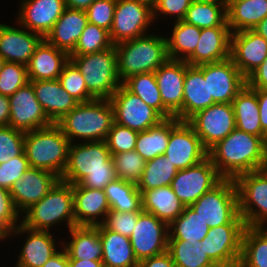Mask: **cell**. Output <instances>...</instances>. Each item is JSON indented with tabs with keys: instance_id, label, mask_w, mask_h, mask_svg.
<instances>
[{
	"instance_id": "cell-1",
	"label": "cell",
	"mask_w": 267,
	"mask_h": 267,
	"mask_svg": "<svg viewBox=\"0 0 267 267\" xmlns=\"http://www.w3.org/2000/svg\"><path fill=\"white\" fill-rule=\"evenodd\" d=\"M60 179L72 185L104 190L117 179L106 141L70 143L67 164Z\"/></svg>"
},
{
	"instance_id": "cell-2",
	"label": "cell",
	"mask_w": 267,
	"mask_h": 267,
	"mask_svg": "<svg viewBox=\"0 0 267 267\" xmlns=\"http://www.w3.org/2000/svg\"><path fill=\"white\" fill-rule=\"evenodd\" d=\"M267 143L256 135L235 128L208 151V157L224 179L261 170Z\"/></svg>"
},
{
	"instance_id": "cell-3",
	"label": "cell",
	"mask_w": 267,
	"mask_h": 267,
	"mask_svg": "<svg viewBox=\"0 0 267 267\" xmlns=\"http://www.w3.org/2000/svg\"><path fill=\"white\" fill-rule=\"evenodd\" d=\"M113 123L114 111L109 99L78 103L56 122L70 143L76 138L84 142L106 141Z\"/></svg>"
},
{
	"instance_id": "cell-4",
	"label": "cell",
	"mask_w": 267,
	"mask_h": 267,
	"mask_svg": "<svg viewBox=\"0 0 267 267\" xmlns=\"http://www.w3.org/2000/svg\"><path fill=\"white\" fill-rule=\"evenodd\" d=\"M115 50L121 83L136 74L155 72L169 59L166 38L154 33L120 42Z\"/></svg>"
},
{
	"instance_id": "cell-5",
	"label": "cell",
	"mask_w": 267,
	"mask_h": 267,
	"mask_svg": "<svg viewBox=\"0 0 267 267\" xmlns=\"http://www.w3.org/2000/svg\"><path fill=\"white\" fill-rule=\"evenodd\" d=\"M69 147V139L56 123L25 132L24 152L29 166L50 171L59 178L67 164Z\"/></svg>"
},
{
	"instance_id": "cell-6",
	"label": "cell",
	"mask_w": 267,
	"mask_h": 267,
	"mask_svg": "<svg viewBox=\"0 0 267 267\" xmlns=\"http://www.w3.org/2000/svg\"><path fill=\"white\" fill-rule=\"evenodd\" d=\"M21 215V224L32 230L50 231L64 221L68 230L75 226L73 185L59 179L50 191Z\"/></svg>"
},
{
	"instance_id": "cell-7",
	"label": "cell",
	"mask_w": 267,
	"mask_h": 267,
	"mask_svg": "<svg viewBox=\"0 0 267 267\" xmlns=\"http://www.w3.org/2000/svg\"><path fill=\"white\" fill-rule=\"evenodd\" d=\"M82 74L87 90L96 99H110L122 84L117 71L115 45L92 54L70 56Z\"/></svg>"
},
{
	"instance_id": "cell-8",
	"label": "cell",
	"mask_w": 267,
	"mask_h": 267,
	"mask_svg": "<svg viewBox=\"0 0 267 267\" xmlns=\"http://www.w3.org/2000/svg\"><path fill=\"white\" fill-rule=\"evenodd\" d=\"M190 207L210 228L222 224H245L238 212V193L234 179H223Z\"/></svg>"
},
{
	"instance_id": "cell-9",
	"label": "cell",
	"mask_w": 267,
	"mask_h": 267,
	"mask_svg": "<svg viewBox=\"0 0 267 267\" xmlns=\"http://www.w3.org/2000/svg\"><path fill=\"white\" fill-rule=\"evenodd\" d=\"M234 181L238 193V212L245 225L265 227L267 224V174L261 169L243 173Z\"/></svg>"
},
{
	"instance_id": "cell-10",
	"label": "cell",
	"mask_w": 267,
	"mask_h": 267,
	"mask_svg": "<svg viewBox=\"0 0 267 267\" xmlns=\"http://www.w3.org/2000/svg\"><path fill=\"white\" fill-rule=\"evenodd\" d=\"M154 22L153 6L138 0H117L110 38L114 45L142 37Z\"/></svg>"
},
{
	"instance_id": "cell-11",
	"label": "cell",
	"mask_w": 267,
	"mask_h": 267,
	"mask_svg": "<svg viewBox=\"0 0 267 267\" xmlns=\"http://www.w3.org/2000/svg\"><path fill=\"white\" fill-rule=\"evenodd\" d=\"M223 179L211 159L207 157L197 165L178 170L170 186L178 199L187 207Z\"/></svg>"
},
{
	"instance_id": "cell-12",
	"label": "cell",
	"mask_w": 267,
	"mask_h": 267,
	"mask_svg": "<svg viewBox=\"0 0 267 267\" xmlns=\"http://www.w3.org/2000/svg\"><path fill=\"white\" fill-rule=\"evenodd\" d=\"M109 100L114 111V122L137 132L154 127L164 119L123 84Z\"/></svg>"
},
{
	"instance_id": "cell-13",
	"label": "cell",
	"mask_w": 267,
	"mask_h": 267,
	"mask_svg": "<svg viewBox=\"0 0 267 267\" xmlns=\"http://www.w3.org/2000/svg\"><path fill=\"white\" fill-rule=\"evenodd\" d=\"M209 151L236 128L232 103H215L187 121Z\"/></svg>"
},
{
	"instance_id": "cell-14",
	"label": "cell",
	"mask_w": 267,
	"mask_h": 267,
	"mask_svg": "<svg viewBox=\"0 0 267 267\" xmlns=\"http://www.w3.org/2000/svg\"><path fill=\"white\" fill-rule=\"evenodd\" d=\"M245 224H222L210 228L202 248L218 267H230L240 259Z\"/></svg>"
},
{
	"instance_id": "cell-15",
	"label": "cell",
	"mask_w": 267,
	"mask_h": 267,
	"mask_svg": "<svg viewBox=\"0 0 267 267\" xmlns=\"http://www.w3.org/2000/svg\"><path fill=\"white\" fill-rule=\"evenodd\" d=\"M168 225L152 213L142 211L130 236L138 262L168 251Z\"/></svg>"
},
{
	"instance_id": "cell-16",
	"label": "cell",
	"mask_w": 267,
	"mask_h": 267,
	"mask_svg": "<svg viewBox=\"0 0 267 267\" xmlns=\"http://www.w3.org/2000/svg\"><path fill=\"white\" fill-rule=\"evenodd\" d=\"M164 155L178 170L197 165L208 157V151L187 121H180L170 132Z\"/></svg>"
},
{
	"instance_id": "cell-17",
	"label": "cell",
	"mask_w": 267,
	"mask_h": 267,
	"mask_svg": "<svg viewBox=\"0 0 267 267\" xmlns=\"http://www.w3.org/2000/svg\"><path fill=\"white\" fill-rule=\"evenodd\" d=\"M8 98L10 103L9 126L14 129L28 132L53 124L38 102L30 82Z\"/></svg>"
},
{
	"instance_id": "cell-18",
	"label": "cell",
	"mask_w": 267,
	"mask_h": 267,
	"mask_svg": "<svg viewBox=\"0 0 267 267\" xmlns=\"http://www.w3.org/2000/svg\"><path fill=\"white\" fill-rule=\"evenodd\" d=\"M204 78H208L209 99L216 103H232L247 85L246 77L231 58L204 64Z\"/></svg>"
},
{
	"instance_id": "cell-19",
	"label": "cell",
	"mask_w": 267,
	"mask_h": 267,
	"mask_svg": "<svg viewBox=\"0 0 267 267\" xmlns=\"http://www.w3.org/2000/svg\"><path fill=\"white\" fill-rule=\"evenodd\" d=\"M188 64L168 59L155 72L163 105L179 121H183L184 78Z\"/></svg>"
},
{
	"instance_id": "cell-20",
	"label": "cell",
	"mask_w": 267,
	"mask_h": 267,
	"mask_svg": "<svg viewBox=\"0 0 267 267\" xmlns=\"http://www.w3.org/2000/svg\"><path fill=\"white\" fill-rule=\"evenodd\" d=\"M59 179L50 171L29 167L9 190L16 210L22 215L31 205L39 202Z\"/></svg>"
},
{
	"instance_id": "cell-21",
	"label": "cell",
	"mask_w": 267,
	"mask_h": 267,
	"mask_svg": "<svg viewBox=\"0 0 267 267\" xmlns=\"http://www.w3.org/2000/svg\"><path fill=\"white\" fill-rule=\"evenodd\" d=\"M267 57V41L253 30L231 33L230 58L247 78Z\"/></svg>"
},
{
	"instance_id": "cell-22",
	"label": "cell",
	"mask_w": 267,
	"mask_h": 267,
	"mask_svg": "<svg viewBox=\"0 0 267 267\" xmlns=\"http://www.w3.org/2000/svg\"><path fill=\"white\" fill-rule=\"evenodd\" d=\"M16 22L20 26L47 36L56 21L64 12V0H21Z\"/></svg>"
},
{
	"instance_id": "cell-23",
	"label": "cell",
	"mask_w": 267,
	"mask_h": 267,
	"mask_svg": "<svg viewBox=\"0 0 267 267\" xmlns=\"http://www.w3.org/2000/svg\"><path fill=\"white\" fill-rule=\"evenodd\" d=\"M27 234L25 243L19 253L15 267H42L57 250V244L51 231L32 230L21 223L8 233V238L14 235Z\"/></svg>"
},
{
	"instance_id": "cell-24",
	"label": "cell",
	"mask_w": 267,
	"mask_h": 267,
	"mask_svg": "<svg viewBox=\"0 0 267 267\" xmlns=\"http://www.w3.org/2000/svg\"><path fill=\"white\" fill-rule=\"evenodd\" d=\"M19 27L20 24L16 28L0 23V57L6 62L27 65L44 38L22 26Z\"/></svg>"
},
{
	"instance_id": "cell-25",
	"label": "cell",
	"mask_w": 267,
	"mask_h": 267,
	"mask_svg": "<svg viewBox=\"0 0 267 267\" xmlns=\"http://www.w3.org/2000/svg\"><path fill=\"white\" fill-rule=\"evenodd\" d=\"M231 31L229 27L201 29L195 51L185 60L188 65L199 66L230 58Z\"/></svg>"
},
{
	"instance_id": "cell-26",
	"label": "cell",
	"mask_w": 267,
	"mask_h": 267,
	"mask_svg": "<svg viewBox=\"0 0 267 267\" xmlns=\"http://www.w3.org/2000/svg\"><path fill=\"white\" fill-rule=\"evenodd\" d=\"M73 197L75 226L100 225L110 211L104 190L75 184L73 185Z\"/></svg>"
},
{
	"instance_id": "cell-27",
	"label": "cell",
	"mask_w": 267,
	"mask_h": 267,
	"mask_svg": "<svg viewBox=\"0 0 267 267\" xmlns=\"http://www.w3.org/2000/svg\"><path fill=\"white\" fill-rule=\"evenodd\" d=\"M69 60L68 53L43 39L26 65L28 79L29 81L56 80Z\"/></svg>"
},
{
	"instance_id": "cell-28",
	"label": "cell",
	"mask_w": 267,
	"mask_h": 267,
	"mask_svg": "<svg viewBox=\"0 0 267 267\" xmlns=\"http://www.w3.org/2000/svg\"><path fill=\"white\" fill-rule=\"evenodd\" d=\"M87 23L86 11L66 7L44 39L57 49L70 54Z\"/></svg>"
},
{
	"instance_id": "cell-29",
	"label": "cell",
	"mask_w": 267,
	"mask_h": 267,
	"mask_svg": "<svg viewBox=\"0 0 267 267\" xmlns=\"http://www.w3.org/2000/svg\"><path fill=\"white\" fill-rule=\"evenodd\" d=\"M47 117L56 123L76 107L78 102L63 89L58 79L29 81Z\"/></svg>"
},
{
	"instance_id": "cell-30",
	"label": "cell",
	"mask_w": 267,
	"mask_h": 267,
	"mask_svg": "<svg viewBox=\"0 0 267 267\" xmlns=\"http://www.w3.org/2000/svg\"><path fill=\"white\" fill-rule=\"evenodd\" d=\"M209 99L208 78H204V64L188 65L184 78L183 121H188L197 112L215 104Z\"/></svg>"
},
{
	"instance_id": "cell-31",
	"label": "cell",
	"mask_w": 267,
	"mask_h": 267,
	"mask_svg": "<svg viewBox=\"0 0 267 267\" xmlns=\"http://www.w3.org/2000/svg\"><path fill=\"white\" fill-rule=\"evenodd\" d=\"M102 243V262L105 267H137L136 259L130 242V237L124 236L101 224L96 225Z\"/></svg>"
},
{
	"instance_id": "cell-32",
	"label": "cell",
	"mask_w": 267,
	"mask_h": 267,
	"mask_svg": "<svg viewBox=\"0 0 267 267\" xmlns=\"http://www.w3.org/2000/svg\"><path fill=\"white\" fill-rule=\"evenodd\" d=\"M69 233L70 241L62 242L68 260H102V243L96 226H74Z\"/></svg>"
},
{
	"instance_id": "cell-33",
	"label": "cell",
	"mask_w": 267,
	"mask_h": 267,
	"mask_svg": "<svg viewBox=\"0 0 267 267\" xmlns=\"http://www.w3.org/2000/svg\"><path fill=\"white\" fill-rule=\"evenodd\" d=\"M142 195V209L152 213L169 225L184 211L185 205L178 199L171 186L139 190Z\"/></svg>"
},
{
	"instance_id": "cell-34",
	"label": "cell",
	"mask_w": 267,
	"mask_h": 267,
	"mask_svg": "<svg viewBox=\"0 0 267 267\" xmlns=\"http://www.w3.org/2000/svg\"><path fill=\"white\" fill-rule=\"evenodd\" d=\"M267 17V0H227V24L231 33L253 30Z\"/></svg>"
},
{
	"instance_id": "cell-35",
	"label": "cell",
	"mask_w": 267,
	"mask_h": 267,
	"mask_svg": "<svg viewBox=\"0 0 267 267\" xmlns=\"http://www.w3.org/2000/svg\"><path fill=\"white\" fill-rule=\"evenodd\" d=\"M235 114L236 128L261 137L267 143L259 117V104L256 92L246 85L232 101Z\"/></svg>"
},
{
	"instance_id": "cell-36",
	"label": "cell",
	"mask_w": 267,
	"mask_h": 267,
	"mask_svg": "<svg viewBox=\"0 0 267 267\" xmlns=\"http://www.w3.org/2000/svg\"><path fill=\"white\" fill-rule=\"evenodd\" d=\"M179 122L176 117L163 119L158 125L139 132L134 150L146 161L164 155L170 132Z\"/></svg>"
},
{
	"instance_id": "cell-37",
	"label": "cell",
	"mask_w": 267,
	"mask_h": 267,
	"mask_svg": "<svg viewBox=\"0 0 267 267\" xmlns=\"http://www.w3.org/2000/svg\"><path fill=\"white\" fill-rule=\"evenodd\" d=\"M172 28L171 36L165 37L169 59L185 61L195 51L201 29L183 20L175 21Z\"/></svg>"
},
{
	"instance_id": "cell-38",
	"label": "cell",
	"mask_w": 267,
	"mask_h": 267,
	"mask_svg": "<svg viewBox=\"0 0 267 267\" xmlns=\"http://www.w3.org/2000/svg\"><path fill=\"white\" fill-rule=\"evenodd\" d=\"M122 84L148 106L155 109L164 119L174 117L163 105L154 72L133 75Z\"/></svg>"
},
{
	"instance_id": "cell-39",
	"label": "cell",
	"mask_w": 267,
	"mask_h": 267,
	"mask_svg": "<svg viewBox=\"0 0 267 267\" xmlns=\"http://www.w3.org/2000/svg\"><path fill=\"white\" fill-rule=\"evenodd\" d=\"M239 261L247 267H267V227L246 226Z\"/></svg>"
},
{
	"instance_id": "cell-40",
	"label": "cell",
	"mask_w": 267,
	"mask_h": 267,
	"mask_svg": "<svg viewBox=\"0 0 267 267\" xmlns=\"http://www.w3.org/2000/svg\"><path fill=\"white\" fill-rule=\"evenodd\" d=\"M210 227L190 206L168 225V240H188L190 243L201 241Z\"/></svg>"
},
{
	"instance_id": "cell-41",
	"label": "cell",
	"mask_w": 267,
	"mask_h": 267,
	"mask_svg": "<svg viewBox=\"0 0 267 267\" xmlns=\"http://www.w3.org/2000/svg\"><path fill=\"white\" fill-rule=\"evenodd\" d=\"M104 192L110 210L120 212L143 211L142 195L134 183L115 179L104 188Z\"/></svg>"
},
{
	"instance_id": "cell-42",
	"label": "cell",
	"mask_w": 267,
	"mask_h": 267,
	"mask_svg": "<svg viewBox=\"0 0 267 267\" xmlns=\"http://www.w3.org/2000/svg\"><path fill=\"white\" fill-rule=\"evenodd\" d=\"M200 29L228 27L227 3H206L192 1L183 19Z\"/></svg>"
},
{
	"instance_id": "cell-43",
	"label": "cell",
	"mask_w": 267,
	"mask_h": 267,
	"mask_svg": "<svg viewBox=\"0 0 267 267\" xmlns=\"http://www.w3.org/2000/svg\"><path fill=\"white\" fill-rule=\"evenodd\" d=\"M168 252L175 267H218L203 250L201 241L168 240Z\"/></svg>"
},
{
	"instance_id": "cell-44",
	"label": "cell",
	"mask_w": 267,
	"mask_h": 267,
	"mask_svg": "<svg viewBox=\"0 0 267 267\" xmlns=\"http://www.w3.org/2000/svg\"><path fill=\"white\" fill-rule=\"evenodd\" d=\"M178 169L165 155H160L146 161V165L139 183L138 190H149L170 186L177 175Z\"/></svg>"
},
{
	"instance_id": "cell-45",
	"label": "cell",
	"mask_w": 267,
	"mask_h": 267,
	"mask_svg": "<svg viewBox=\"0 0 267 267\" xmlns=\"http://www.w3.org/2000/svg\"><path fill=\"white\" fill-rule=\"evenodd\" d=\"M113 46L109 31L88 22L76 43L75 49L69 55L92 54Z\"/></svg>"
},
{
	"instance_id": "cell-46",
	"label": "cell",
	"mask_w": 267,
	"mask_h": 267,
	"mask_svg": "<svg viewBox=\"0 0 267 267\" xmlns=\"http://www.w3.org/2000/svg\"><path fill=\"white\" fill-rule=\"evenodd\" d=\"M112 161L117 179L137 185L142 177L146 160L135 150L113 154Z\"/></svg>"
},
{
	"instance_id": "cell-47",
	"label": "cell",
	"mask_w": 267,
	"mask_h": 267,
	"mask_svg": "<svg viewBox=\"0 0 267 267\" xmlns=\"http://www.w3.org/2000/svg\"><path fill=\"white\" fill-rule=\"evenodd\" d=\"M58 80L63 89L67 91L78 103L89 102L96 99L87 90L82 74L70 60L64 66Z\"/></svg>"
},
{
	"instance_id": "cell-48",
	"label": "cell",
	"mask_w": 267,
	"mask_h": 267,
	"mask_svg": "<svg viewBox=\"0 0 267 267\" xmlns=\"http://www.w3.org/2000/svg\"><path fill=\"white\" fill-rule=\"evenodd\" d=\"M29 82L27 66L20 63L5 62L0 72V94L10 97Z\"/></svg>"
},
{
	"instance_id": "cell-49",
	"label": "cell",
	"mask_w": 267,
	"mask_h": 267,
	"mask_svg": "<svg viewBox=\"0 0 267 267\" xmlns=\"http://www.w3.org/2000/svg\"><path fill=\"white\" fill-rule=\"evenodd\" d=\"M25 132L11 126L0 127V164L24 152Z\"/></svg>"
},
{
	"instance_id": "cell-50",
	"label": "cell",
	"mask_w": 267,
	"mask_h": 267,
	"mask_svg": "<svg viewBox=\"0 0 267 267\" xmlns=\"http://www.w3.org/2000/svg\"><path fill=\"white\" fill-rule=\"evenodd\" d=\"M138 133L135 130L114 122L106 138L111 156L113 154L133 151L137 142Z\"/></svg>"
},
{
	"instance_id": "cell-51",
	"label": "cell",
	"mask_w": 267,
	"mask_h": 267,
	"mask_svg": "<svg viewBox=\"0 0 267 267\" xmlns=\"http://www.w3.org/2000/svg\"><path fill=\"white\" fill-rule=\"evenodd\" d=\"M21 214L14 207L9 190L0 187V240L8 238V233L21 223Z\"/></svg>"
},
{
	"instance_id": "cell-52",
	"label": "cell",
	"mask_w": 267,
	"mask_h": 267,
	"mask_svg": "<svg viewBox=\"0 0 267 267\" xmlns=\"http://www.w3.org/2000/svg\"><path fill=\"white\" fill-rule=\"evenodd\" d=\"M142 211L120 212L110 210L101 225L124 236L130 237Z\"/></svg>"
},
{
	"instance_id": "cell-53",
	"label": "cell",
	"mask_w": 267,
	"mask_h": 267,
	"mask_svg": "<svg viewBox=\"0 0 267 267\" xmlns=\"http://www.w3.org/2000/svg\"><path fill=\"white\" fill-rule=\"evenodd\" d=\"M29 167L25 152L0 164V187L10 190L13 183L21 179Z\"/></svg>"
},
{
	"instance_id": "cell-54",
	"label": "cell",
	"mask_w": 267,
	"mask_h": 267,
	"mask_svg": "<svg viewBox=\"0 0 267 267\" xmlns=\"http://www.w3.org/2000/svg\"><path fill=\"white\" fill-rule=\"evenodd\" d=\"M117 0H95L86 10L89 23L110 32Z\"/></svg>"
},
{
	"instance_id": "cell-55",
	"label": "cell",
	"mask_w": 267,
	"mask_h": 267,
	"mask_svg": "<svg viewBox=\"0 0 267 267\" xmlns=\"http://www.w3.org/2000/svg\"><path fill=\"white\" fill-rule=\"evenodd\" d=\"M191 3L192 0H156L153 6L154 21L160 14L161 16H175L174 22L183 20Z\"/></svg>"
},
{
	"instance_id": "cell-56",
	"label": "cell",
	"mask_w": 267,
	"mask_h": 267,
	"mask_svg": "<svg viewBox=\"0 0 267 267\" xmlns=\"http://www.w3.org/2000/svg\"><path fill=\"white\" fill-rule=\"evenodd\" d=\"M246 79L247 85L252 89H267V57Z\"/></svg>"
},
{
	"instance_id": "cell-57",
	"label": "cell",
	"mask_w": 267,
	"mask_h": 267,
	"mask_svg": "<svg viewBox=\"0 0 267 267\" xmlns=\"http://www.w3.org/2000/svg\"><path fill=\"white\" fill-rule=\"evenodd\" d=\"M137 267H175V264L171 254L166 251L163 254L140 261Z\"/></svg>"
},
{
	"instance_id": "cell-58",
	"label": "cell",
	"mask_w": 267,
	"mask_h": 267,
	"mask_svg": "<svg viewBox=\"0 0 267 267\" xmlns=\"http://www.w3.org/2000/svg\"><path fill=\"white\" fill-rule=\"evenodd\" d=\"M259 104V117L263 133L267 136V89H253Z\"/></svg>"
},
{
	"instance_id": "cell-59",
	"label": "cell",
	"mask_w": 267,
	"mask_h": 267,
	"mask_svg": "<svg viewBox=\"0 0 267 267\" xmlns=\"http://www.w3.org/2000/svg\"><path fill=\"white\" fill-rule=\"evenodd\" d=\"M60 250L55 255H53L42 267H69L67 252L62 246Z\"/></svg>"
},
{
	"instance_id": "cell-60",
	"label": "cell",
	"mask_w": 267,
	"mask_h": 267,
	"mask_svg": "<svg viewBox=\"0 0 267 267\" xmlns=\"http://www.w3.org/2000/svg\"><path fill=\"white\" fill-rule=\"evenodd\" d=\"M10 118L9 98L0 94V127L8 126Z\"/></svg>"
},
{
	"instance_id": "cell-61",
	"label": "cell",
	"mask_w": 267,
	"mask_h": 267,
	"mask_svg": "<svg viewBox=\"0 0 267 267\" xmlns=\"http://www.w3.org/2000/svg\"><path fill=\"white\" fill-rule=\"evenodd\" d=\"M69 267H105L102 260H69Z\"/></svg>"
},
{
	"instance_id": "cell-62",
	"label": "cell",
	"mask_w": 267,
	"mask_h": 267,
	"mask_svg": "<svg viewBox=\"0 0 267 267\" xmlns=\"http://www.w3.org/2000/svg\"><path fill=\"white\" fill-rule=\"evenodd\" d=\"M95 0H64L65 6L71 9L86 11Z\"/></svg>"
},
{
	"instance_id": "cell-63",
	"label": "cell",
	"mask_w": 267,
	"mask_h": 267,
	"mask_svg": "<svg viewBox=\"0 0 267 267\" xmlns=\"http://www.w3.org/2000/svg\"><path fill=\"white\" fill-rule=\"evenodd\" d=\"M267 41V17L260 21L253 29Z\"/></svg>"
},
{
	"instance_id": "cell-64",
	"label": "cell",
	"mask_w": 267,
	"mask_h": 267,
	"mask_svg": "<svg viewBox=\"0 0 267 267\" xmlns=\"http://www.w3.org/2000/svg\"><path fill=\"white\" fill-rule=\"evenodd\" d=\"M194 2H206V3H227V0H192Z\"/></svg>"
},
{
	"instance_id": "cell-65",
	"label": "cell",
	"mask_w": 267,
	"mask_h": 267,
	"mask_svg": "<svg viewBox=\"0 0 267 267\" xmlns=\"http://www.w3.org/2000/svg\"><path fill=\"white\" fill-rule=\"evenodd\" d=\"M262 170L267 174V148L265 150L264 164Z\"/></svg>"
},
{
	"instance_id": "cell-66",
	"label": "cell",
	"mask_w": 267,
	"mask_h": 267,
	"mask_svg": "<svg viewBox=\"0 0 267 267\" xmlns=\"http://www.w3.org/2000/svg\"><path fill=\"white\" fill-rule=\"evenodd\" d=\"M138 1H142V2H145L151 6H154L155 3H156V0H138Z\"/></svg>"
},
{
	"instance_id": "cell-67",
	"label": "cell",
	"mask_w": 267,
	"mask_h": 267,
	"mask_svg": "<svg viewBox=\"0 0 267 267\" xmlns=\"http://www.w3.org/2000/svg\"><path fill=\"white\" fill-rule=\"evenodd\" d=\"M231 267H247L244 264H242L240 261H237L235 264H233Z\"/></svg>"
},
{
	"instance_id": "cell-68",
	"label": "cell",
	"mask_w": 267,
	"mask_h": 267,
	"mask_svg": "<svg viewBox=\"0 0 267 267\" xmlns=\"http://www.w3.org/2000/svg\"><path fill=\"white\" fill-rule=\"evenodd\" d=\"M5 62H6V61H5L2 57H0V72H1L2 69H3V66H4Z\"/></svg>"
}]
</instances>
